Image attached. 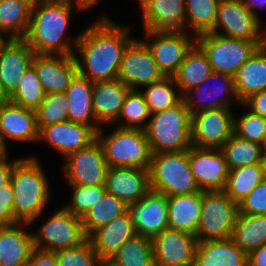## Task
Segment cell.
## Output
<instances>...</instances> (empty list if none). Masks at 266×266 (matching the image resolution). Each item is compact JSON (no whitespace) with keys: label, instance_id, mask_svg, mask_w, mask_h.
I'll return each instance as SVG.
<instances>
[{"label":"cell","instance_id":"cell-1","mask_svg":"<svg viewBox=\"0 0 266 266\" xmlns=\"http://www.w3.org/2000/svg\"><path fill=\"white\" fill-rule=\"evenodd\" d=\"M130 31L129 26L119 25L105 15L91 22L75 46L78 74L93 83L116 79L123 52L135 38L129 36Z\"/></svg>","mask_w":266,"mask_h":266},{"label":"cell","instance_id":"cell-2","mask_svg":"<svg viewBox=\"0 0 266 266\" xmlns=\"http://www.w3.org/2000/svg\"><path fill=\"white\" fill-rule=\"evenodd\" d=\"M75 6L71 0H47L33 4L28 30L23 40L35 54H74L80 34L75 38L67 37L68 40L65 35Z\"/></svg>","mask_w":266,"mask_h":266},{"label":"cell","instance_id":"cell-3","mask_svg":"<svg viewBox=\"0 0 266 266\" xmlns=\"http://www.w3.org/2000/svg\"><path fill=\"white\" fill-rule=\"evenodd\" d=\"M40 164L34 156L19 158L14 164L10 182L14 192L13 216L17 222L33 224L51 202L50 182Z\"/></svg>","mask_w":266,"mask_h":266},{"label":"cell","instance_id":"cell-4","mask_svg":"<svg viewBox=\"0 0 266 266\" xmlns=\"http://www.w3.org/2000/svg\"><path fill=\"white\" fill-rule=\"evenodd\" d=\"M152 153L188 150L191 144V114L185 102L151 114L144 129Z\"/></svg>","mask_w":266,"mask_h":266},{"label":"cell","instance_id":"cell-5","mask_svg":"<svg viewBox=\"0 0 266 266\" xmlns=\"http://www.w3.org/2000/svg\"><path fill=\"white\" fill-rule=\"evenodd\" d=\"M102 129L97 131V139L108 167L149 169L152 151L144 130L116 127L104 136Z\"/></svg>","mask_w":266,"mask_h":266},{"label":"cell","instance_id":"cell-6","mask_svg":"<svg viewBox=\"0 0 266 266\" xmlns=\"http://www.w3.org/2000/svg\"><path fill=\"white\" fill-rule=\"evenodd\" d=\"M149 178L151 190L167 197L201 191L189 165L188 150L152 153Z\"/></svg>","mask_w":266,"mask_h":266},{"label":"cell","instance_id":"cell-7","mask_svg":"<svg viewBox=\"0 0 266 266\" xmlns=\"http://www.w3.org/2000/svg\"><path fill=\"white\" fill-rule=\"evenodd\" d=\"M238 204L224 191H202V205L196 232L198 241L225 240L232 237Z\"/></svg>","mask_w":266,"mask_h":266},{"label":"cell","instance_id":"cell-8","mask_svg":"<svg viewBox=\"0 0 266 266\" xmlns=\"http://www.w3.org/2000/svg\"><path fill=\"white\" fill-rule=\"evenodd\" d=\"M196 44L206 54L214 72L233 77L260 47L255 41L228 38L211 32L196 36Z\"/></svg>","mask_w":266,"mask_h":266},{"label":"cell","instance_id":"cell-9","mask_svg":"<svg viewBox=\"0 0 266 266\" xmlns=\"http://www.w3.org/2000/svg\"><path fill=\"white\" fill-rule=\"evenodd\" d=\"M35 232V249L53 253L76 247L87 239L81 218L73 215L64 206L52 214Z\"/></svg>","mask_w":266,"mask_h":266},{"label":"cell","instance_id":"cell-10","mask_svg":"<svg viewBox=\"0 0 266 266\" xmlns=\"http://www.w3.org/2000/svg\"><path fill=\"white\" fill-rule=\"evenodd\" d=\"M261 26L263 25L249 12L241 0H221L214 28L210 32L228 38L255 41L261 47L265 45L266 34L264 29L266 27Z\"/></svg>","mask_w":266,"mask_h":266},{"label":"cell","instance_id":"cell-11","mask_svg":"<svg viewBox=\"0 0 266 266\" xmlns=\"http://www.w3.org/2000/svg\"><path fill=\"white\" fill-rule=\"evenodd\" d=\"M65 159L62 168L68 185H105L108 165L98 139Z\"/></svg>","mask_w":266,"mask_h":266},{"label":"cell","instance_id":"cell-12","mask_svg":"<svg viewBox=\"0 0 266 266\" xmlns=\"http://www.w3.org/2000/svg\"><path fill=\"white\" fill-rule=\"evenodd\" d=\"M231 109H209L191 115V144L202 149H221L233 134Z\"/></svg>","mask_w":266,"mask_h":266},{"label":"cell","instance_id":"cell-13","mask_svg":"<svg viewBox=\"0 0 266 266\" xmlns=\"http://www.w3.org/2000/svg\"><path fill=\"white\" fill-rule=\"evenodd\" d=\"M213 81L216 84L210 87L209 83L213 84ZM183 101L191 115L209 109H232V102L241 105L235 91L234 77L214 71L203 83L187 91L183 95Z\"/></svg>","mask_w":266,"mask_h":266},{"label":"cell","instance_id":"cell-14","mask_svg":"<svg viewBox=\"0 0 266 266\" xmlns=\"http://www.w3.org/2000/svg\"><path fill=\"white\" fill-rule=\"evenodd\" d=\"M164 77L153 59L152 53L142 41L134 38L125 48L117 78L130 89L157 82Z\"/></svg>","mask_w":266,"mask_h":266},{"label":"cell","instance_id":"cell-15","mask_svg":"<svg viewBox=\"0 0 266 266\" xmlns=\"http://www.w3.org/2000/svg\"><path fill=\"white\" fill-rule=\"evenodd\" d=\"M142 38L158 69L164 76H173L183 62L186 53L196 43V37L191 34H170L157 31L144 30Z\"/></svg>","mask_w":266,"mask_h":266},{"label":"cell","instance_id":"cell-16","mask_svg":"<svg viewBox=\"0 0 266 266\" xmlns=\"http://www.w3.org/2000/svg\"><path fill=\"white\" fill-rule=\"evenodd\" d=\"M155 266H193L197 237L181 230L164 229L152 239Z\"/></svg>","mask_w":266,"mask_h":266},{"label":"cell","instance_id":"cell-17","mask_svg":"<svg viewBox=\"0 0 266 266\" xmlns=\"http://www.w3.org/2000/svg\"><path fill=\"white\" fill-rule=\"evenodd\" d=\"M191 171L199 189L203 192L224 191L229 169L220 149H188Z\"/></svg>","mask_w":266,"mask_h":266},{"label":"cell","instance_id":"cell-18","mask_svg":"<svg viewBox=\"0 0 266 266\" xmlns=\"http://www.w3.org/2000/svg\"><path fill=\"white\" fill-rule=\"evenodd\" d=\"M137 235L153 238L168 228V197L150 190L136 203L128 205Z\"/></svg>","mask_w":266,"mask_h":266},{"label":"cell","instance_id":"cell-19","mask_svg":"<svg viewBox=\"0 0 266 266\" xmlns=\"http://www.w3.org/2000/svg\"><path fill=\"white\" fill-rule=\"evenodd\" d=\"M37 142L39 130L36 111L12 102L0 107V148L8 152L7 140Z\"/></svg>","mask_w":266,"mask_h":266},{"label":"cell","instance_id":"cell-20","mask_svg":"<svg viewBox=\"0 0 266 266\" xmlns=\"http://www.w3.org/2000/svg\"><path fill=\"white\" fill-rule=\"evenodd\" d=\"M97 139V132L88 125L64 121L42 127L38 141H46L64 158L72 152L89 146Z\"/></svg>","mask_w":266,"mask_h":266},{"label":"cell","instance_id":"cell-21","mask_svg":"<svg viewBox=\"0 0 266 266\" xmlns=\"http://www.w3.org/2000/svg\"><path fill=\"white\" fill-rule=\"evenodd\" d=\"M31 66L35 69L45 94L66 92L78 73L73 55L35 54Z\"/></svg>","mask_w":266,"mask_h":266},{"label":"cell","instance_id":"cell-22","mask_svg":"<svg viewBox=\"0 0 266 266\" xmlns=\"http://www.w3.org/2000/svg\"><path fill=\"white\" fill-rule=\"evenodd\" d=\"M141 11L144 30L188 34L185 25V0H151Z\"/></svg>","mask_w":266,"mask_h":266},{"label":"cell","instance_id":"cell-23","mask_svg":"<svg viewBox=\"0 0 266 266\" xmlns=\"http://www.w3.org/2000/svg\"><path fill=\"white\" fill-rule=\"evenodd\" d=\"M105 187L126 205L136 203L151 190L149 169L108 167Z\"/></svg>","mask_w":266,"mask_h":266},{"label":"cell","instance_id":"cell-24","mask_svg":"<svg viewBox=\"0 0 266 266\" xmlns=\"http://www.w3.org/2000/svg\"><path fill=\"white\" fill-rule=\"evenodd\" d=\"M30 223L17 222L0 227V266H25L35 250Z\"/></svg>","mask_w":266,"mask_h":266},{"label":"cell","instance_id":"cell-25","mask_svg":"<svg viewBox=\"0 0 266 266\" xmlns=\"http://www.w3.org/2000/svg\"><path fill=\"white\" fill-rule=\"evenodd\" d=\"M35 52L23 39H9L0 51V81L9 94L31 66Z\"/></svg>","mask_w":266,"mask_h":266},{"label":"cell","instance_id":"cell-26","mask_svg":"<svg viewBox=\"0 0 266 266\" xmlns=\"http://www.w3.org/2000/svg\"><path fill=\"white\" fill-rule=\"evenodd\" d=\"M129 90L119 78L94 83L92 107L95 118L102 127H108L117 121Z\"/></svg>","mask_w":266,"mask_h":266},{"label":"cell","instance_id":"cell-27","mask_svg":"<svg viewBox=\"0 0 266 266\" xmlns=\"http://www.w3.org/2000/svg\"><path fill=\"white\" fill-rule=\"evenodd\" d=\"M135 234L131 215L127 210L121 216L95 230L88 239L92 242L99 259L106 263Z\"/></svg>","mask_w":266,"mask_h":266},{"label":"cell","instance_id":"cell-28","mask_svg":"<svg viewBox=\"0 0 266 266\" xmlns=\"http://www.w3.org/2000/svg\"><path fill=\"white\" fill-rule=\"evenodd\" d=\"M193 266H248L247 254L231 238L198 241Z\"/></svg>","mask_w":266,"mask_h":266},{"label":"cell","instance_id":"cell-29","mask_svg":"<svg viewBox=\"0 0 266 266\" xmlns=\"http://www.w3.org/2000/svg\"><path fill=\"white\" fill-rule=\"evenodd\" d=\"M94 83L76 74L66 89L69 100V121L91 126L96 132L102 127L96 120L92 107Z\"/></svg>","mask_w":266,"mask_h":266},{"label":"cell","instance_id":"cell-30","mask_svg":"<svg viewBox=\"0 0 266 266\" xmlns=\"http://www.w3.org/2000/svg\"><path fill=\"white\" fill-rule=\"evenodd\" d=\"M202 205V191L168 197V228L196 236Z\"/></svg>","mask_w":266,"mask_h":266},{"label":"cell","instance_id":"cell-31","mask_svg":"<svg viewBox=\"0 0 266 266\" xmlns=\"http://www.w3.org/2000/svg\"><path fill=\"white\" fill-rule=\"evenodd\" d=\"M234 86L241 103L252 94L266 90V45L259 47L238 69Z\"/></svg>","mask_w":266,"mask_h":266},{"label":"cell","instance_id":"cell-32","mask_svg":"<svg viewBox=\"0 0 266 266\" xmlns=\"http://www.w3.org/2000/svg\"><path fill=\"white\" fill-rule=\"evenodd\" d=\"M213 72L206 54L195 43L186 53L178 71L173 75L176 85L184 95L203 83Z\"/></svg>","mask_w":266,"mask_h":266},{"label":"cell","instance_id":"cell-33","mask_svg":"<svg viewBox=\"0 0 266 266\" xmlns=\"http://www.w3.org/2000/svg\"><path fill=\"white\" fill-rule=\"evenodd\" d=\"M231 239L246 253L266 243V215L238 213Z\"/></svg>","mask_w":266,"mask_h":266},{"label":"cell","instance_id":"cell-34","mask_svg":"<svg viewBox=\"0 0 266 266\" xmlns=\"http://www.w3.org/2000/svg\"><path fill=\"white\" fill-rule=\"evenodd\" d=\"M33 4L28 0H0V32L10 39H23L27 33Z\"/></svg>","mask_w":266,"mask_h":266},{"label":"cell","instance_id":"cell-35","mask_svg":"<svg viewBox=\"0 0 266 266\" xmlns=\"http://www.w3.org/2000/svg\"><path fill=\"white\" fill-rule=\"evenodd\" d=\"M127 210L128 205L113 194L105 192L81 218L85 236L88 238L95 230L121 216Z\"/></svg>","mask_w":266,"mask_h":266},{"label":"cell","instance_id":"cell-36","mask_svg":"<svg viewBox=\"0 0 266 266\" xmlns=\"http://www.w3.org/2000/svg\"><path fill=\"white\" fill-rule=\"evenodd\" d=\"M106 263L110 266H155L151 238L135 234Z\"/></svg>","mask_w":266,"mask_h":266},{"label":"cell","instance_id":"cell-37","mask_svg":"<svg viewBox=\"0 0 266 266\" xmlns=\"http://www.w3.org/2000/svg\"><path fill=\"white\" fill-rule=\"evenodd\" d=\"M144 87L146 90H140V92L143 94L151 114L174 107L183 101V94L173 76H164L161 80Z\"/></svg>","mask_w":266,"mask_h":266},{"label":"cell","instance_id":"cell-38","mask_svg":"<svg viewBox=\"0 0 266 266\" xmlns=\"http://www.w3.org/2000/svg\"><path fill=\"white\" fill-rule=\"evenodd\" d=\"M220 150L225 156L229 170L261 164L263 157L260 144L238 137L234 133Z\"/></svg>","mask_w":266,"mask_h":266},{"label":"cell","instance_id":"cell-39","mask_svg":"<svg viewBox=\"0 0 266 266\" xmlns=\"http://www.w3.org/2000/svg\"><path fill=\"white\" fill-rule=\"evenodd\" d=\"M221 0H185V25L192 36L210 32L214 28ZM189 26V27H188Z\"/></svg>","mask_w":266,"mask_h":266},{"label":"cell","instance_id":"cell-40","mask_svg":"<svg viewBox=\"0 0 266 266\" xmlns=\"http://www.w3.org/2000/svg\"><path fill=\"white\" fill-rule=\"evenodd\" d=\"M263 181L262 165H248L229 170L224 192L237 204Z\"/></svg>","mask_w":266,"mask_h":266},{"label":"cell","instance_id":"cell-41","mask_svg":"<svg viewBox=\"0 0 266 266\" xmlns=\"http://www.w3.org/2000/svg\"><path fill=\"white\" fill-rule=\"evenodd\" d=\"M151 116L146 100L139 89H130L124 99L116 124L120 128L144 130ZM121 120V121H120Z\"/></svg>","mask_w":266,"mask_h":266},{"label":"cell","instance_id":"cell-42","mask_svg":"<svg viewBox=\"0 0 266 266\" xmlns=\"http://www.w3.org/2000/svg\"><path fill=\"white\" fill-rule=\"evenodd\" d=\"M45 95L35 69L30 66L21 76L15 91L10 95V102L36 110L44 100Z\"/></svg>","mask_w":266,"mask_h":266},{"label":"cell","instance_id":"cell-43","mask_svg":"<svg viewBox=\"0 0 266 266\" xmlns=\"http://www.w3.org/2000/svg\"><path fill=\"white\" fill-rule=\"evenodd\" d=\"M36 111L37 127H42L69 120V100L65 94H46Z\"/></svg>","mask_w":266,"mask_h":266},{"label":"cell","instance_id":"cell-44","mask_svg":"<svg viewBox=\"0 0 266 266\" xmlns=\"http://www.w3.org/2000/svg\"><path fill=\"white\" fill-rule=\"evenodd\" d=\"M72 190L70 202L63 205L69 212L80 218L93 206L106 192L105 185H69Z\"/></svg>","mask_w":266,"mask_h":266},{"label":"cell","instance_id":"cell-45","mask_svg":"<svg viewBox=\"0 0 266 266\" xmlns=\"http://www.w3.org/2000/svg\"><path fill=\"white\" fill-rule=\"evenodd\" d=\"M58 266H100L103 262L87 238L80 245L55 252Z\"/></svg>","mask_w":266,"mask_h":266},{"label":"cell","instance_id":"cell-46","mask_svg":"<svg viewBox=\"0 0 266 266\" xmlns=\"http://www.w3.org/2000/svg\"><path fill=\"white\" fill-rule=\"evenodd\" d=\"M233 133L238 137L247 139L251 142L262 144L266 134V119L250 111L242 116H234Z\"/></svg>","mask_w":266,"mask_h":266},{"label":"cell","instance_id":"cell-47","mask_svg":"<svg viewBox=\"0 0 266 266\" xmlns=\"http://www.w3.org/2000/svg\"><path fill=\"white\" fill-rule=\"evenodd\" d=\"M238 213L248 215H266V181L258 184L238 204Z\"/></svg>","mask_w":266,"mask_h":266},{"label":"cell","instance_id":"cell-48","mask_svg":"<svg viewBox=\"0 0 266 266\" xmlns=\"http://www.w3.org/2000/svg\"><path fill=\"white\" fill-rule=\"evenodd\" d=\"M14 192L9 181L0 187V227L17 223L13 216Z\"/></svg>","mask_w":266,"mask_h":266},{"label":"cell","instance_id":"cell-49","mask_svg":"<svg viewBox=\"0 0 266 266\" xmlns=\"http://www.w3.org/2000/svg\"><path fill=\"white\" fill-rule=\"evenodd\" d=\"M241 105L249 109L250 112L266 119V90L252 94Z\"/></svg>","mask_w":266,"mask_h":266},{"label":"cell","instance_id":"cell-50","mask_svg":"<svg viewBox=\"0 0 266 266\" xmlns=\"http://www.w3.org/2000/svg\"><path fill=\"white\" fill-rule=\"evenodd\" d=\"M25 266H58V262L55 253L35 249Z\"/></svg>","mask_w":266,"mask_h":266},{"label":"cell","instance_id":"cell-51","mask_svg":"<svg viewBox=\"0 0 266 266\" xmlns=\"http://www.w3.org/2000/svg\"><path fill=\"white\" fill-rule=\"evenodd\" d=\"M8 154V152H4L0 156V187L10 181L14 164L19 160L18 158L13 161H9Z\"/></svg>","mask_w":266,"mask_h":266},{"label":"cell","instance_id":"cell-52","mask_svg":"<svg viewBox=\"0 0 266 266\" xmlns=\"http://www.w3.org/2000/svg\"><path fill=\"white\" fill-rule=\"evenodd\" d=\"M248 266H266V243L247 254Z\"/></svg>","mask_w":266,"mask_h":266},{"label":"cell","instance_id":"cell-53","mask_svg":"<svg viewBox=\"0 0 266 266\" xmlns=\"http://www.w3.org/2000/svg\"><path fill=\"white\" fill-rule=\"evenodd\" d=\"M243 5L249 10V12L262 24L263 22L260 19L256 9L266 7V0H241ZM256 11V12H255Z\"/></svg>","mask_w":266,"mask_h":266},{"label":"cell","instance_id":"cell-54","mask_svg":"<svg viewBox=\"0 0 266 266\" xmlns=\"http://www.w3.org/2000/svg\"><path fill=\"white\" fill-rule=\"evenodd\" d=\"M76 5V10H88L91 7H94L99 0H71Z\"/></svg>","mask_w":266,"mask_h":266},{"label":"cell","instance_id":"cell-55","mask_svg":"<svg viewBox=\"0 0 266 266\" xmlns=\"http://www.w3.org/2000/svg\"><path fill=\"white\" fill-rule=\"evenodd\" d=\"M10 102V96L9 94L5 91L1 81H0V107L4 104H7Z\"/></svg>","mask_w":266,"mask_h":266},{"label":"cell","instance_id":"cell-56","mask_svg":"<svg viewBox=\"0 0 266 266\" xmlns=\"http://www.w3.org/2000/svg\"><path fill=\"white\" fill-rule=\"evenodd\" d=\"M261 165H262V172H263V180L266 181V153H263Z\"/></svg>","mask_w":266,"mask_h":266},{"label":"cell","instance_id":"cell-57","mask_svg":"<svg viewBox=\"0 0 266 266\" xmlns=\"http://www.w3.org/2000/svg\"><path fill=\"white\" fill-rule=\"evenodd\" d=\"M5 35L4 33L0 32V51L2 50L3 46L9 41V37L3 36Z\"/></svg>","mask_w":266,"mask_h":266},{"label":"cell","instance_id":"cell-58","mask_svg":"<svg viewBox=\"0 0 266 266\" xmlns=\"http://www.w3.org/2000/svg\"><path fill=\"white\" fill-rule=\"evenodd\" d=\"M140 3V8L142 9L151 0H137Z\"/></svg>","mask_w":266,"mask_h":266},{"label":"cell","instance_id":"cell-59","mask_svg":"<svg viewBox=\"0 0 266 266\" xmlns=\"http://www.w3.org/2000/svg\"><path fill=\"white\" fill-rule=\"evenodd\" d=\"M261 146H262L263 153H266V134H265V137H264V140H263Z\"/></svg>","mask_w":266,"mask_h":266},{"label":"cell","instance_id":"cell-60","mask_svg":"<svg viewBox=\"0 0 266 266\" xmlns=\"http://www.w3.org/2000/svg\"><path fill=\"white\" fill-rule=\"evenodd\" d=\"M31 4H36V3H40V2H44L47 0H28Z\"/></svg>","mask_w":266,"mask_h":266},{"label":"cell","instance_id":"cell-61","mask_svg":"<svg viewBox=\"0 0 266 266\" xmlns=\"http://www.w3.org/2000/svg\"><path fill=\"white\" fill-rule=\"evenodd\" d=\"M100 266H110V265L107 263H102Z\"/></svg>","mask_w":266,"mask_h":266},{"label":"cell","instance_id":"cell-62","mask_svg":"<svg viewBox=\"0 0 266 266\" xmlns=\"http://www.w3.org/2000/svg\"><path fill=\"white\" fill-rule=\"evenodd\" d=\"M4 153V151L0 148V156Z\"/></svg>","mask_w":266,"mask_h":266}]
</instances>
